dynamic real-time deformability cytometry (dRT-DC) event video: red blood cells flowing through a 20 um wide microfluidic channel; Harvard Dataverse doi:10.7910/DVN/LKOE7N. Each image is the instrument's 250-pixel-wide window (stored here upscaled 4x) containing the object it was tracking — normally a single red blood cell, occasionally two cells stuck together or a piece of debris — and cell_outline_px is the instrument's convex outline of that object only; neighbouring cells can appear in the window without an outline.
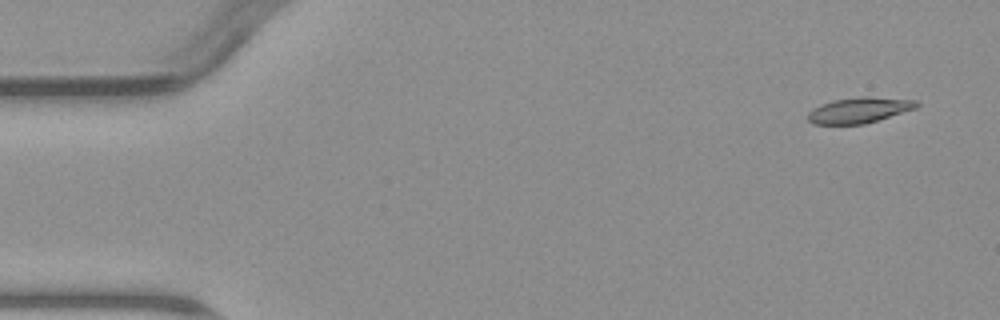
{"species": "common noctule bat (a hibernating species)", "species_latin": "Nyctalus noctula", "temperature_condition": "warm", "stored_images_in_passage": 6, "camera_frame_rate_fps": 3000, "um_per_image_px": 0.085, "animal": {"sex": "male", "body_mass_g": 23.1, "forearm_length_mm": 52.7}, "frame": {"image": 1, "passage_image": 1, "time_ms": 0.0, "image_size_px": [1000, 320], "cell_outline_px": [[920, 104], [916, 108], [864, 124], [816, 124], [808, 120], [808, 112], [812, 108], [820, 104], [832, 100], [860, 96], [868, 96], [916, 100]], "centroid_in_image_um": [73.01, 9.35], "position_along_channel_um": 12.0, "area_um2": 16.24}}
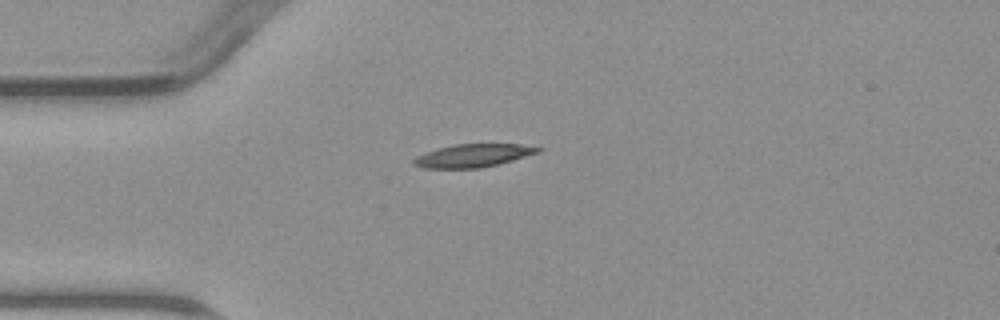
{"frame": {"image": 2, "passage_image": 4, "time_ms": 3.667, "image_size_px": [1000, 320], "cell_outline_px": [[544, 148], [540, 152], [512, 160], [480, 168], [424, 168], [412, 164], [412, 160], [416, 156], [436, 148], [456, 144], [520, 144]], "centroid_in_image_um": [40.19, 13.22], "position_along_channel_um": 44.8, "area_um2": 16.65}}
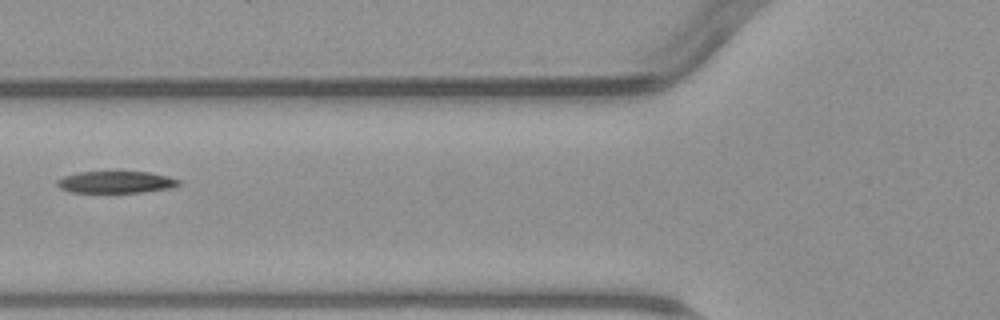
{"frame": {"image": 3, "passage_image": 6, "time_ms": 6.0, "image_size_px": [1000, 320], "cell_outline_px": [[180, 184], [172, 188], [144, 192], [72, 192], [60, 188], [56, 184], [56, 180], [64, 176], [80, 172], [148, 172], [168, 176], [180, 180]], "centroid_in_image_um": [9.87, 15.48], "position_along_channel_um": 115.9, "area_um2": 15.43}}